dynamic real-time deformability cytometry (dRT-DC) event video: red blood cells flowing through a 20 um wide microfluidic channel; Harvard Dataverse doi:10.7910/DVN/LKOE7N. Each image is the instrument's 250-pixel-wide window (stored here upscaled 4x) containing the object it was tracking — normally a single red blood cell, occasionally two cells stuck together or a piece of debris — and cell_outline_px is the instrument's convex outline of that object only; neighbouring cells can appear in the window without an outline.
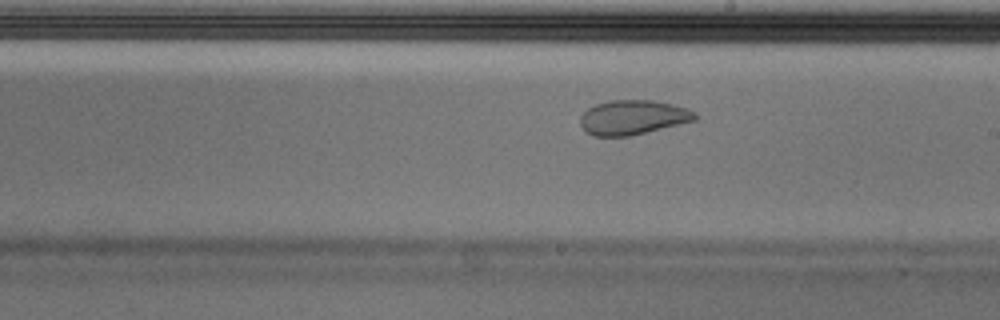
{"species": "Egyptian fruit bat (a non-hibernating species)", "species_latin": "Rousettus aegyptiacus", "temperature_condition": "cold", "stored_images_in_passage": 41, "camera_frame_rate_fps": 3000, "um_per_image_px": 0.085, "animal": {"sex": "male"}, "frame": {"image": 1, "passage_image": 18, "time_ms": 5.667, "image_size_px": [1000, 320], "cell_outline_px": [[700, 116], [696, 120], [628, 136], [592, 136], [584, 132], [580, 124], [580, 116], [588, 108], [596, 104], [608, 100], [652, 100], [672, 104], [696, 112]], "centroid_in_image_um": [53.76, 9.97], "position_along_channel_um": 235.2, "area_um2": 23.12}, "authors_computed_cell_mechanics": {"area_um2": 26.1834, "velocity_mm_per_s": 3.672, "shape_relaxation_time_tau1_ms": null, "shape_relaxation_time_tau2_ms": 1.1449, "deformation_change_tau1": null, "deformation_change_tau2": 0.0546}}